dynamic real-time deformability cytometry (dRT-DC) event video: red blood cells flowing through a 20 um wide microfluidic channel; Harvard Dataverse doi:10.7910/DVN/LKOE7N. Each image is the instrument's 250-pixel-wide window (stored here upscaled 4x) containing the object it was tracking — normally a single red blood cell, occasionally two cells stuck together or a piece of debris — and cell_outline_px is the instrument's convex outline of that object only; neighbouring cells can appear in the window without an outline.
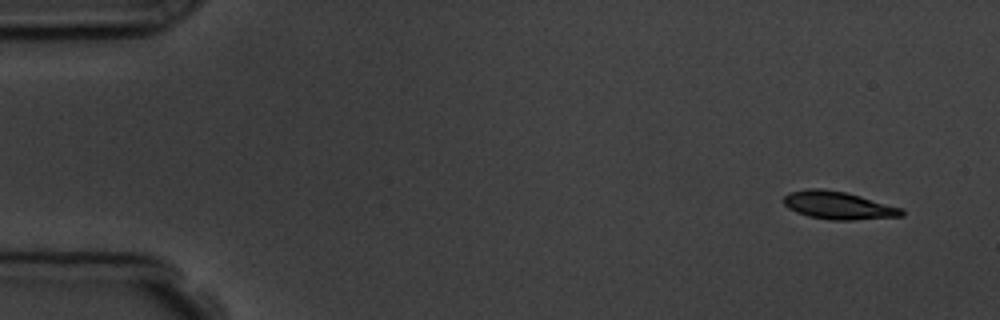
{"species": "common noctule bat (a hibernating species)", "species_latin": "Nyctalus noctula", "temperature_condition": "room temperature", "stored_images_in_passage": 10, "camera_frame_rate_fps": 3000, "um_per_image_px": 0.085, "animal": {"sex": "male", "body_mass_g": 19.5, "forearm_length_mm": 54.6}, "frame": {"image": 1, "passage_image": 1, "time_ms": 0.0, "image_size_px": [1000, 320], "cell_outline_px": [[904, 216], [852, 220], [832, 220], [808, 216], [796, 212], [788, 208], [784, 204], [784, 196], [788, 192], [808, 188], [824, 188], [844, 192], [860, 196], [900, 208], [904, 212]], "centroid_in_image_um": [71.2, 17.45], "position_along_channel_um": 13.8, "area_um2": 19.02}}
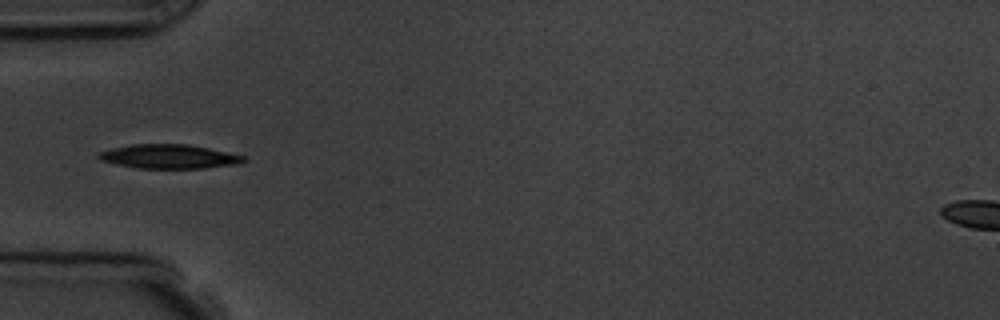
{"frame": {"image": 2, "passage_image": 5, "time_ms": 4.667, "image_size_px": [1000, 320], "cell_outline_px": [[248, 160], [236, 164], [204, 168], [136, 168], [116, 164], [100, 160], [96, 156], [100, 152], [112, 148], [132, 144], [188, 144], [248, 156]], "centroid_in_image_um": [14.39, 13.3], "position_along_channel_um": 70.6, "area_um2": 20.4}}
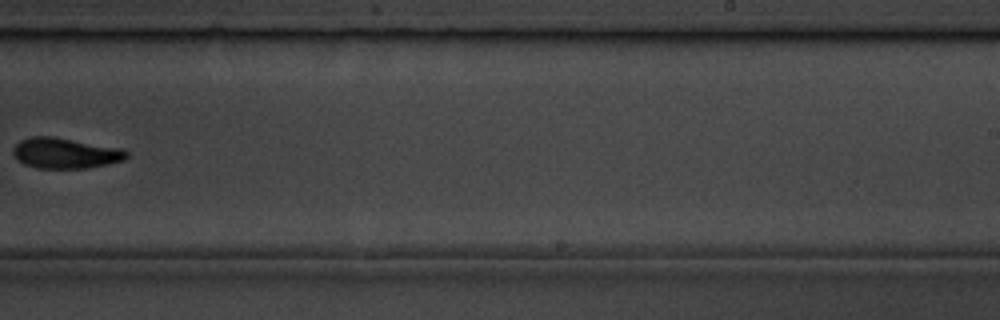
{"frame": {"image": 3, "passage_image": 10, "time_ms": 10.333, "image_size_px": [1000, 320], "cell_outline_px": [[128, 156], [124, 160], [108, 164], [88, 168], [36, 168], [24, 164], [16, 160], [12, 152], [12, 148], [20, 140], [32, 136], [52, 136], [124, 148], [128, 152]], "centroid_in_image_um": [5.55, 13.01], "position_along_channel_um": 283.5, "area_um2": 20.52}}